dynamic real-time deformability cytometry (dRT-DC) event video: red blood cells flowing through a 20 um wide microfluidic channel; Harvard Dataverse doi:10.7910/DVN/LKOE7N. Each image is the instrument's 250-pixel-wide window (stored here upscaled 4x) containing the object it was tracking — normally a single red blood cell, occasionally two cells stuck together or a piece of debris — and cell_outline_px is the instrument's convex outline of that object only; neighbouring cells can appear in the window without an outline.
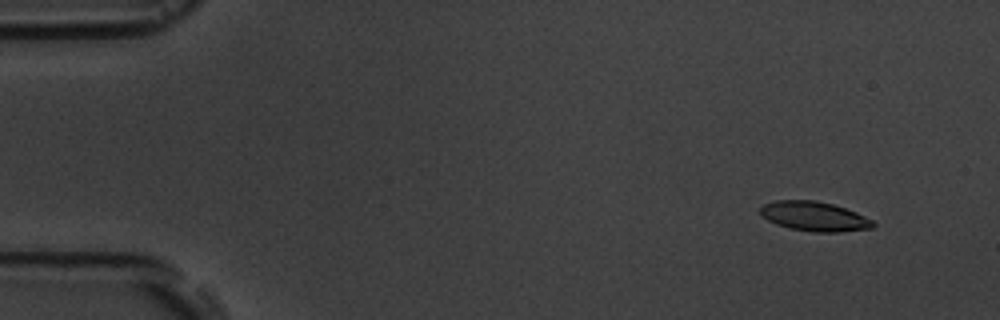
{"species": "common noctule bat (a hibernating species)", "species_latin": "Nyctalus noctula", "temperature_condition": "room temperature", "stored_images_in_passage": 7, "camera_frame_rate_fps": 3000, "um_per_image_px": 0.085, "animal": {"sex": "male", "body_mass_g": 19.5, "forearm_length_mm": 54.6}, "frame": {"image": 1, "passage_image": 1, "time_ms": 0.0, "image_size_px": [1000, 320], "cell_outline_px": [[876, 224], [872, 228], [840, 232], [812, 232], [792, 228], [776, 224], [760, 216], [760, 208], [764, 204], [776, 200], [816, 200], [832, 204], [856, 212], [872, 220]], "centroid_in_image_um": [69.21, 18.39], "position_along_channel_um": 15.8, "area_um2": 19.36}}
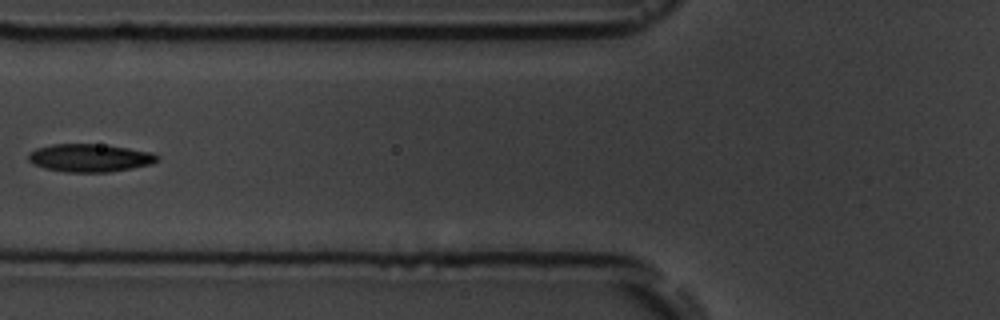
{"frame": {"image": 2, "passage_image": 6, "time_ms": 5.667, "image_size_px": [1000, 320], "cell_outline_px": [[160, 160], [152, 164], [132, 168], [108, 172], [64, 172], [44, 168], [32, 164], [28, 160], [28, 152], [36, 148], [52, 144], [96, 144], [128, 148], [152, 152], [160, 156]], "centroid_in_image_um": [7.63, 13.42], "position_along_channel_um": 118.2, "area_um2": 21.15}}
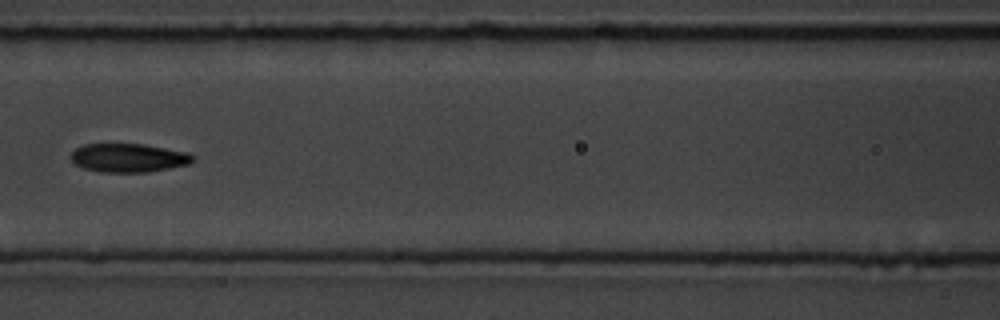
{"frame": {"image": 3, "passage_image": 7, "time_ms": 6.667, "image_size_px": [1000, 320], "cell_outline_px": [[196, 160], [188, 164], [148, 172], [100, 172], [84, 168], [76, 164], [68, 156], [76, 148], [84, 144], [144, 144], [188, 152], [196, 156]], "centroid_in_image_um": [10.94, 13.41], "position_along_channel_um": 155.7, "area_um2": 20.46}}